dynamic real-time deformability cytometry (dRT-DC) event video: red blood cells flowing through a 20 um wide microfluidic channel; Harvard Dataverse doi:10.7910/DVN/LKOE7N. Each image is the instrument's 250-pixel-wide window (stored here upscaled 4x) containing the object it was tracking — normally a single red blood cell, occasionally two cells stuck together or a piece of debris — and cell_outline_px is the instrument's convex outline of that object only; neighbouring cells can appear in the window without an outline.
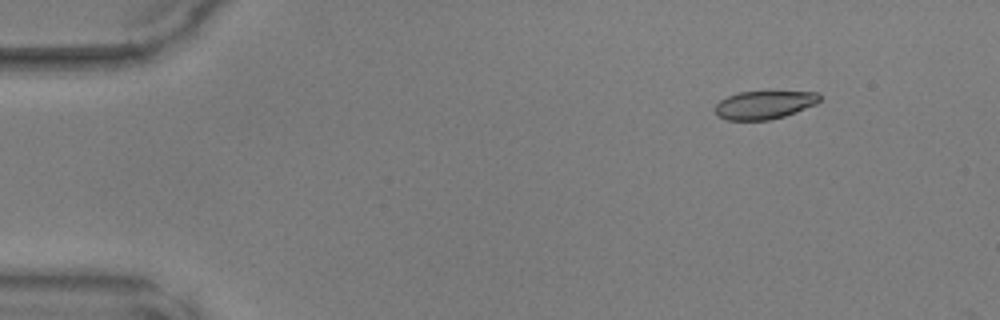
{"species": "common noctule bat (a hibernating species)", "species_latin": "Nyctalus noctula", "temperature_condition": "warm", "stored_images_in_passage": 7, "camera_frame_rate_fps": 3000, "um_per_image_px": 0.085, "animal": {"sex": "male", "body_mass_g": 17.9, "forearm_length_mm": 54.2}, "frame": {"image": 1, "passage_image": 3, "time_ms": 0.667, "image_size_px": [1000, 320], "cell_outline_px": [[820, 100], [816, 104], [784, 116], [768, 120], [728, 120], [716, 116], [716, 104], [720, 100], [728, 96], [740, 92], [768, 88], [816, 92], [820, 96]], "centroid_in_image_um": [64.99, 8.85], "position_along_channel_um": 20.0, "area_um2": 18.03}}